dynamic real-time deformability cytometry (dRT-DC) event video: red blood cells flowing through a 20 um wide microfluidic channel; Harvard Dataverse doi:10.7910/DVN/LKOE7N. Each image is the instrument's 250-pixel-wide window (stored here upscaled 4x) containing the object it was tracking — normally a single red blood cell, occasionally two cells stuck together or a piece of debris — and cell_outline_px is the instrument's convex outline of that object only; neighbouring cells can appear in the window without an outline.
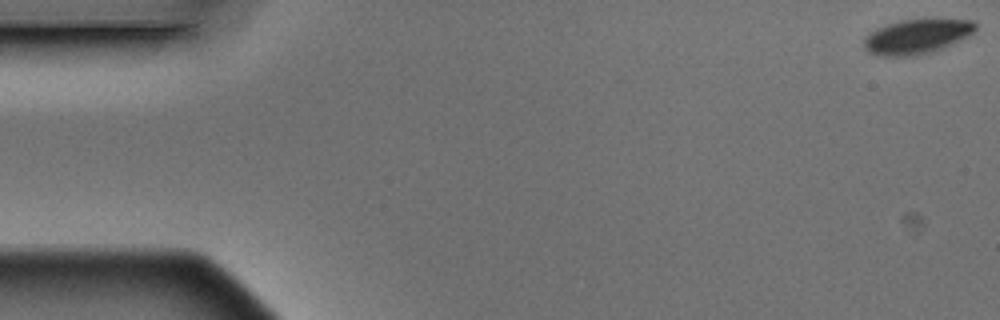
{"species": "Egyptian fruit bat (a non-hibernating species)", "species_latin": "Rousettus aegyptiacus", "temperature_condition": "warm", "stored_images_in_passage": 15, "camera_frame_rate_fps": 3000, "um_per_image_px": 0.085, "animal": {"sex": "male"}, "frame": {"image": 1, "passage_image": 1, "time_ms": 0.0, "image_size_px": [1000, 320], "cell_outline_px": [[976, 28], [972, 32], [940, 48], [916, 56], [880, 56], [868, 52], [864, 48], [864, 40], [876, 28], [900, 20], [972, 20], [976, 24]], "centroid_in_image_um": [77.84, 3.11], "position_along_channel_um": 7.2, "area_um2": 21.68}}
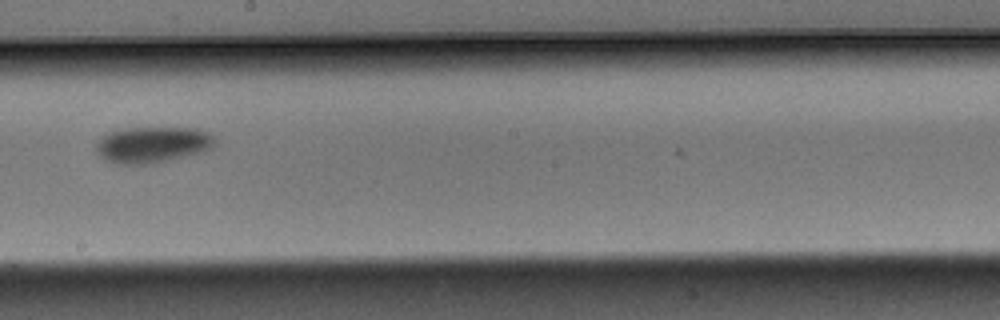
{"frame": {"image": 2, "passage_image": 9, "time_ms": 2.667, "image_size_px": [1000, 320], "cell_outline_px": [[216, 140], [212, 148], [204, 152], [168, 160], [144, 164], [116, 164], [100, 156], [96, 152], [96, 144], [104, 136], [112, 132], [128, 128], [196, 128], [208, 132]], "centroid_in_image_um": [13.0, 12.3], "position_along_channel_um": 235.2, "area_um2": 24.74}}
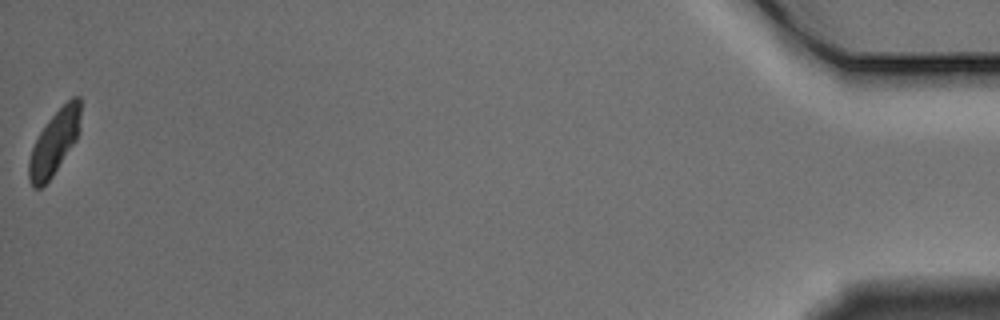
{"frame": {"image": 3, "passage_image": 15, "time_ms": 4.667, "image_size_px": [1000, 320], "cell_outline_px": [[80, 128], [76, 140], [52, 176], [40, 188], [32, 188], [28, 180], [28, 160], [32, 148], [40, 132], [48, 120], [72, 96], [80, 96]], "centroid_in_image_um": [4.61, 12.13], "position_along_channel_um": 430.6, "area_um2": 19.13}}